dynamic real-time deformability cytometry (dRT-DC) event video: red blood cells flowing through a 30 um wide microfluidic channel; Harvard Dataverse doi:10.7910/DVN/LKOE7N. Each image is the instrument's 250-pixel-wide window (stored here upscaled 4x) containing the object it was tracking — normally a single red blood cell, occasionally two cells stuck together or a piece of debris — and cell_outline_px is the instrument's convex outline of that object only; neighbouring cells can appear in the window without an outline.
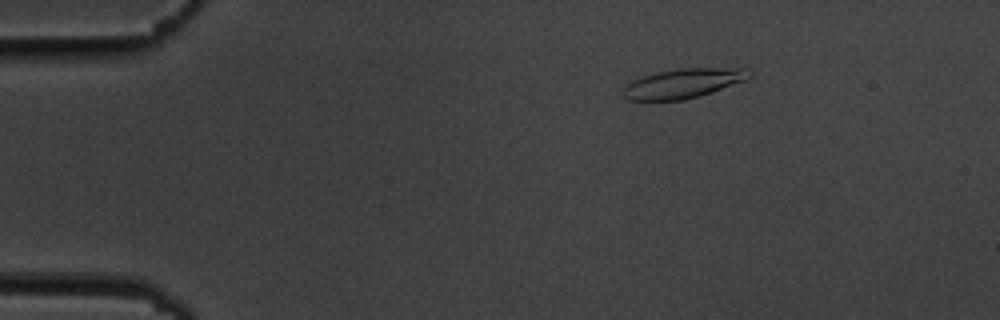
{"species": "common noctule bat (a hibernating species)", "species_latin": "Nyctalus noctula", "temperature_condition": "cold", "stored_images_in_passage": 55, "camera_frame_rate_fps": 3000, "um_per_image_px": 0.085, "animal": {"sex": "male", "body_mass_g": 19.5, "forearm_length_mm": 54.6}, "frame": {"image": 1, "passage_image": 9, "time_ms": 2.667, "image_size_px": [1000, 320], "cell_outline_px": [[752, 76], [744, 80], [712, 92], [684, 100], [628, 100], [624, 96], [624, 88], [632, 80], [644, 76], [660, 72], [680, 68], [744, 68], [752, 72]], "centroid_in_image_um": [58.09, 7.08], "position_along_channel_um": 26.9, "area_um2": 21.33}}
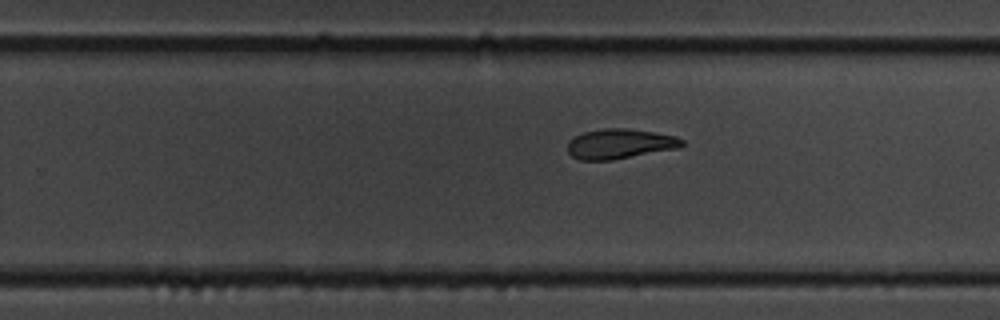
{"frame": {"image": 2, "passage_image": 35, "time_ms": 11.333, "image_size_px": [1000, 320], "cell_outline_px": [[684, 144], [680, 148], [612, 160], [580, 160], [572, 156], [568, 152], [568, 140], [584, 132], [604, 128], [624, 128], [652, 132], [676, 136], [684, 140]], "centroid_in_image_um": [52.7, 12.23], "position_along_channel_um": 277.1, "area_um2": 19.94}}
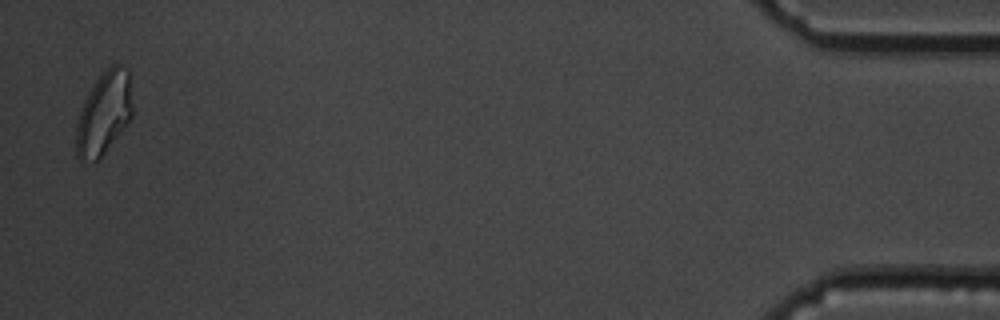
{"frame": {"image": 3, "passage_image": 54, "time_ms": 17.667, "image_size_px": [1000, 320], "cell_outline_px": [[132, 116], [100, 160], [80, 160], [76, 156], [76, 124], [84, 100], [96, 80], [112, 64], [116, 64], [128, 68], [132, 104]], "centroid_in_image_um": [8.83, 9.65], "position_along_channel_um": 426.4, "area_um2": 26.93}, "authors_computed_cell_mechanics": {"area_um2": 21.3282, "velocity_mm_per_s": 3.6617, "shape_relaxation_time_tau1_ms": null, "shape_relaxation_time_tau2_ms": 4.2884, "deformation_change_tau1": null, "deformation_change_tau2": 0.1117}}